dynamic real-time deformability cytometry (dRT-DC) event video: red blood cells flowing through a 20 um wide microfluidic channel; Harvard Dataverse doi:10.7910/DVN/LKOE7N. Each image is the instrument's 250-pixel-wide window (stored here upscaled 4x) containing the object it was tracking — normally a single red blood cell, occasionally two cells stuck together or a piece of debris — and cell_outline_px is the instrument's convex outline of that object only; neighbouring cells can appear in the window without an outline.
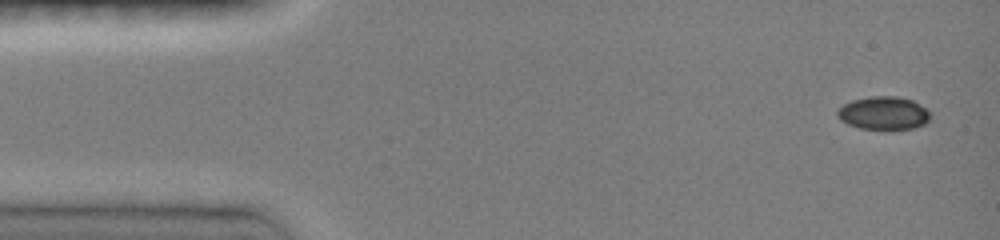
{"species": "common noctule bat (a hibernating species)", "species_latin": "Nyctalus noctula", "temperature_condition": "room temperature", "stored_images_in_passage": 36, "camera_frame_rate_fps": 3000, "um_per_image_px": 0.085, "animal": {"sex": "female", "body_mass_g": 19.0, "forearm_length_mm": 51.5}, "frame": {"image": 1, "passage_image": 1, "time_ms": 0.0, "image_size_px": [1000, 240], "cell_outline_px": [[928, 120], [924, 124], [916, 128], [888, 132], [860, 128], [848, 124], [840, 120], [836, 116], [836, 112], [844, 104], [852, 100], [868, 96], [896, 96], [912, 100], [924, 108], [928, 112]], "centroid_in_image_um": [75.07, 9.66], "position_along_channel_um": 9.9, "area_um2": 18.38}}
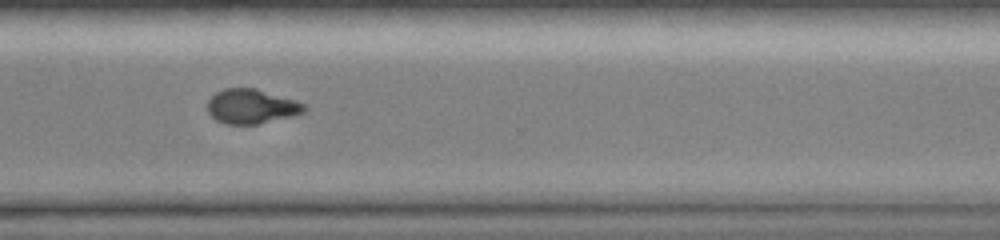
{"frame": {"image": 2, "passage_image": 26, "time_ms": 11.0, "image_size_px": [1000, 240], "cell_outline_px": [[308, 108], [304, 112], [292, 116], [256, 124], [228, 124], [216, 120], [208, 112], [208, 100], [216, 92], [224, 88], [256, 88], [296, 100], [304, 104]], "centroid_in_image_um": [21.38, 9.03], "position_along_channel_um": 349.2, "area_um2": 19.42}}
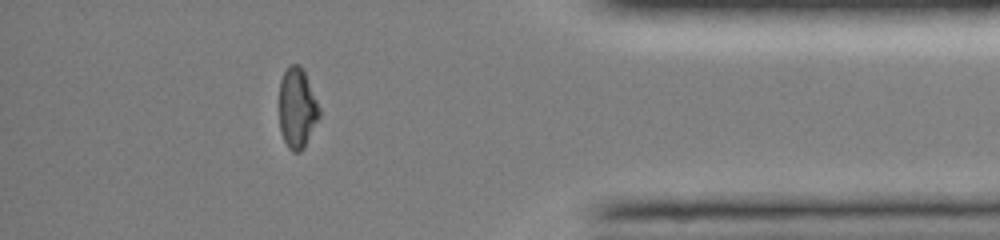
{"frame": {"image": 3, "passage_image": 29, "time_ms": 13.0, "image_size_px": [1000, 240], "cell_outline_px": [[320, 116], [304, 148], [300, 152], [292, 152], [288, 148], [280, 132], [280, 80], [288, 64], [300, 64], [304, 72], [320, 108]], "centroid_in_image_um": [25.25, 9.2], "position_along_channel_um": 409.9, "area_um2": 18.73}, "authors_computed_cell_mechanics": {"area_um2": 20.2011, "velocity_mm_per_s": 4.0669, "shape_relaxation_time_tau1_ms": 5.9873, "shape_relaxation_time_tau2_ms": null, "deformation_change_tau1": 0.1825, "deformation_change_tau2": null}}